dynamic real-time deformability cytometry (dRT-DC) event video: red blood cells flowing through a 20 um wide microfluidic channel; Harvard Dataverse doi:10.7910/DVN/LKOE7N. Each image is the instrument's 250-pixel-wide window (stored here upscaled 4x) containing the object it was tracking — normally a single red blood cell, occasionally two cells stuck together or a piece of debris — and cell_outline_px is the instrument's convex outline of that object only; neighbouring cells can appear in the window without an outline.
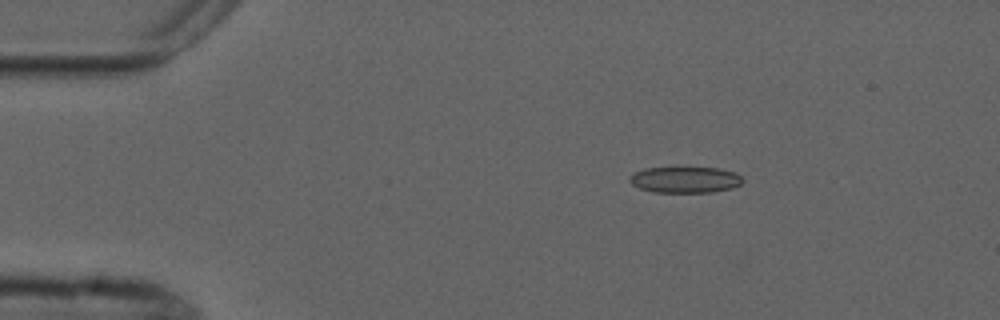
{"species": "common noctule bat (a hibernating species)", "species_latin": "Nyctalus noctula", "temperature_condition": "cold", "stored_images_in_passage": 4, "camera_frame_rate_fps": 3000, "um_per_image_px": 0.085, "animal": {"sex": "male", "forearm_length_mm": 52.5}, "frame": {"image": 1, "passage_image": 2, "time_ms": 2.0, "image_size_px": [1000, 320], "cell_outline_px": [[744, 180], [740, 184], [732, 188], [712, 192], [656, 192], [640, 188], [632, 184], [628, 180], [628, 176], [644, 168], [720, 168], [736, 172]], "centroid_in_image_um": [58.24, 15.27], "position_along_channel_um": 26.8, "area_um2": 17.17}}
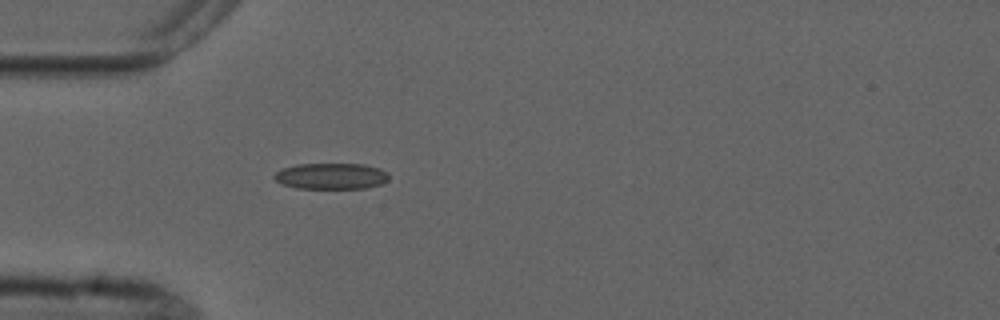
{"frame": {"image": 2, "passage_image": 4, "time_ms": 4.333, "image_size_px": [1000, 320], "cell_outline_px": [[388, 180], [380, 184], [368, 188], [296, 188], [280, 184], [272, 176], [280, 168], [296, 164], [364, 164], [380, 168], [388, 172]], "centroid_in_image_um": [28.12, 14.96], "position_along_channel_um": 56.9, "area_um2": 17.63}}